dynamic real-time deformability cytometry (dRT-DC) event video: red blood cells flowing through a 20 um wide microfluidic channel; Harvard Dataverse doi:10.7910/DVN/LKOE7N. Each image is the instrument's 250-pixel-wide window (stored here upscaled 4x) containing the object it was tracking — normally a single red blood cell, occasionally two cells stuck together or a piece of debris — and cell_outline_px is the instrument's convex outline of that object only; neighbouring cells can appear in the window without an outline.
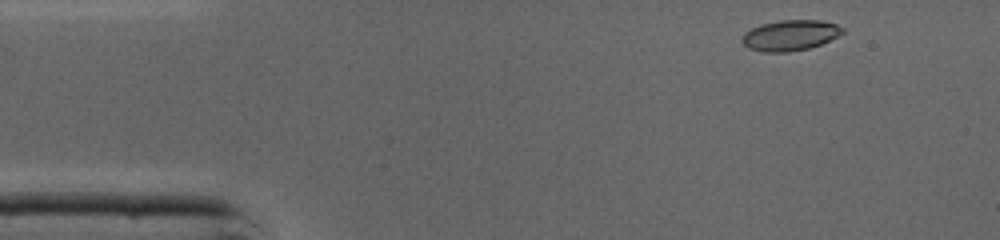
{"species": "common noctule bat (a hibernating species)", "species_latin": "Nyctalus noctula", "temperature_condition": "cold", "stored_images_in_passage": 42, "camera_frame_rate_fps": 3000, "um_per_image_px": 0.085, "animal": {"sex": "male", "body_mass_g": 19.0, "forearm_length_mm": 50.8}, "frame": {"image": 1, "passage_image": 1, "time_ms": 0.0, "image_size_px": [1000, 240], "cell_outline_px": [[844, 32], [820, 44], [808, 48], [788, 52], [764, 52], [748, 48], [740, 40], [744, 32], [760, 24], [780, 20], [820, 20], [836, 24], [844, 28]], "centroid_in_image_um": [67.12, 2.99], "position_along_channel_um": 17.9, "area_um2": 17.86}}
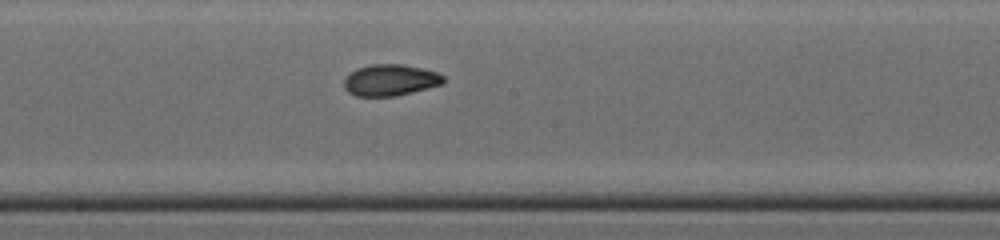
{"frame": {"image": 2, "passage_image": 20, "time_ms": 6.333, "image_size_px": [1000, 240], "cell_outline_px": [[444, 84], [396, 96], [356, 96], [348, 92], [344, 88], [344, 80], [356, 68], [372, 64], [400, 64], [420, 68], [436, 72], [444, 76]], "centroid_in_image_um": [33.17, 6.81], "position_along_channel_um": 215.0, "area_um2": 18.09}}
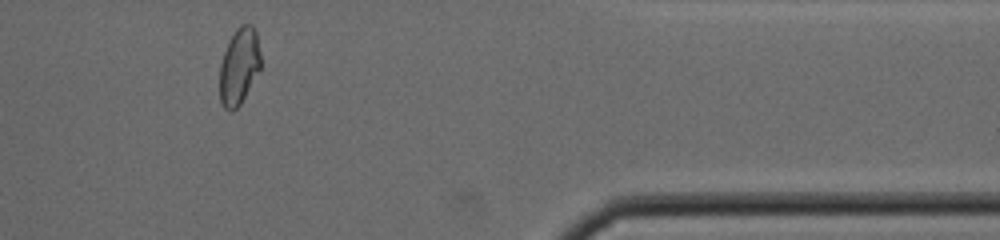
{"frame": {"image": 3, "passage_image": 34, "time_ms": 11.0, "image_size_px": [1000, 240], "cell_outline_px": [[260, 68], [240, 104], [232, 112], [228, 112], [224, 108], [220, 100], [220, 64], [224, 52], [236, 28], [240, 24], [252, 24], [256, 32], [260, 52]], "centroid_in_image_um": [20.32, 5.64], "position_along_channel_um": 391.1, "area_um2": 18.09}, "authors_computed_cell_mechanics": {"area_um2": 18.4093, "velocity_mm_per_s": 4.3773, "shape_relaxation_time_tau1_ms": 5.688, "shape_relaxation_time_tau2_ms": 2.4753, "deformation_change_tau1": 0.1749, "deformation_change_tau2": 0.0716}}